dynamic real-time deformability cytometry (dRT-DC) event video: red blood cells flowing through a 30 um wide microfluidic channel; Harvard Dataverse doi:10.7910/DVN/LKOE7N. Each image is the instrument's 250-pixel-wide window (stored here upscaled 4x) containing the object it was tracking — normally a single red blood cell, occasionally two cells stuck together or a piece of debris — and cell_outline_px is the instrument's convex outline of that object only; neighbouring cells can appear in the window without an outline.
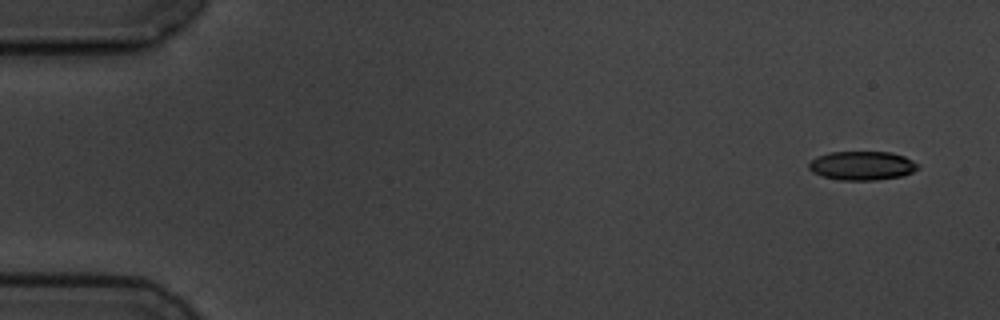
{"species": "common noctule bat (a hibernating species)", "species_latin": "Nyctalus noctula", "temperature_condition": "cold", "stored_images_in_passage": 5, "camera_frame_rate_fps": 3000, "um_per_image_px": 0.085, "animal": {"sex": "male", "body_mass_g": 19.5, "forearm_length_mm": 54.6}, "frame": {"image": 1, "passage_image": 1, "time_ms": 0.0, "image_size_px": [1000, 320], "cell_outline_px": [[920, 168], [904, 176], [876, 180], [840, 180], [820, 176], [812, 172], [808, 168], [808, 164], [816, 156], [828, 152], [892, 152], [904, 156], [920, 164]], "centroid_in_image_um": [73.28, 14.08], "position_along_channel_um": 11.7, "area_um2": 18.67}}